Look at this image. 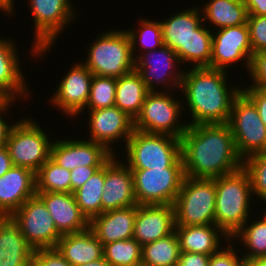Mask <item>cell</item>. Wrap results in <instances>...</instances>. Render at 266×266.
<instances>
[{"label": "cell", "mask_w": 266, "mask_h": 266, "mask_svg": "<svg viewBox=\"0 0 266 266\" xmlns=\"http://www.w3.org/2000/svg\"><path fill=\"white\" fill-rule=\"evenodd\" d=\"M185 176L214 179L242 168L228 123L188 125L181 137Z\"/></svg>", "instance_id": "cell-1"}, {"label": "cell", "mask_w": 266, "mask_h": 266, "mask_svg": "<svg viewBox=\"0 0 266 266\" xmlns=\"http://www.w3.org/2000/svg\"><path fill=\"white\" fill-rule=\"evenodd\" d=\"M227 78V71L210 67L184 70L179 91L192 119L187 125L228 123L233 101L242 87L230 86Z\"/></svg>", "instance_id": "cell-2"}, {"label": "cell", "mask_w": 266, "mask_h": 266, "mask_svg": "<svg viewBox=\"0 0 266 266\" xmlns=\"http://www.w3.org/2000/svg\"><path fill=\"white\" fill-rule=\"evenodd\" d=\"M175 13L160 21L164 45L176 52L180 63L210 67L213 30L205 27L201 8L193 6Z\"/></svg>", "instance_id": "cell-3"}, {"label": "cell", "mask_w": 266, "mask_h": 266, "mask_svg": "<svg viewBox=\"0 0 266 266\" xmlns=\"http://www.w3.org/2000/svg\"><path fill=\"white\" fill-rule=\"evenodd\" d=\"M252 197L250 177L243 167L216 178L215 224L230 240L250 218Z\"/></svg>", "instance_id": "cell-4"}, {"label": "cell", "mask_w": 266, "mask_h": 266, "mask_svg": "<svg viewBox=\"0 0 266 266\" xmlns=\"http://www.w3.org/2000/svg\"><path fill=\"white\" fill-rule=\"evenodd\" d=\"M125 146L130 169L184 168L180 138L134 129Z\"/></svg>", "instance_id": "cell-5"}, {"label": "cell", "mask_w": 266, "mask_h": 266, "mask_svg": "<svg viewBox=\"0 0 266 266\" xmlns=\"http://www.w3.org/2000/svg\"><path fill=\"white\" fill-rule=\"evenodd\" d=\"M86 62L96 76L120 78L134 70V58L129 35L122 29H110L96 36L89 45Z\"/></svg>", "instance_id": "cell-6"}, {"label": "cell", "mask_w": 266, "mask_h": 266, "mask_svg": "<svg viewBox=\"0 0 266 266\" xmlns=\"http://www.w3.org/2000/svg\"><path fill=\"white\" fill-rule=\"evenodd\" d=\"M173 206L175 226L215 224L216 178L185 176Z\"/></svg>", "instance_id": "cell-7"}, {"label": "cell", "mask_w": 266, "mask_h": 266, "mask_svg": "<svg viewBox=\"0 0 266 266\" xmlns=\"http://www.w3.org/2000/svg\"><path fill=\"white\" fill-rule=\"evenodd\" d=\"M31 16L34 22V39L32 55L37 58L46 56L55 45L58 36L66 25L76 19V8L70 0H28ZM72 21V22H71ZM55 41V42H54ZM45 53V54H44ZM42 56V57H41Z\"/></svg>", "instance_id": "cell-8"}, {"label": "cell", "mask_w": 266, "mask_h": 266, "mask_svg": "<svg viewBox=\"0 0 266 266\" xmlns=\"http://www.w3.org/2000/svg\"><path fill=\"white\" fill-rule=\"evenodd\" d=\"M173 94L172 91H149L140 114L134 120V129L181 139L188 125L180 122L184 106L179 99L175 100Z\"/></svg>", "instance_id": "cell-9"}, {"label": "cell", "mask_w": 266, "mask_h": 266, "mask_svg": "<svg viewBox=\"0 0 266 266\" xmlns=\"http://www.w3.org/2000/svg\"><path fill=\"white\" fill-rule=\"evenodd\" d=\"M40 124L34 119L17 121L7 139L6 148L14 166L24 167L37 173L50 158L53 143Z\"/></svg>", "instance_id": "cell-10"}, {"label": "cell", "mask_w": 266, "mask_h": 266, "mask_svg": "<svg viewBox=\"0 0 266 266\" xmlns=\"http://www.w3.org/2000/svg\"><path fill=\"white\" fill-rule=\"evenodd\" d=\"M228 125L240 157L266 151V127L258 114L256 105L241 91L234 99Z\"/></svg>", "instance_id": "cell-11"}, {"label": "cell", "mask_w": 266, "mask_h": 266, "mask_svg": "<svg viewBox=\"0 0 266 266\" xmlns=\"http://www.w3.org/2000/svg\"><path fill=\"white\" fill-rule=\"evenodd\" d=\"M138 205H173L185 179L184 168L131 169Z\"/></svg>", "instance_id": "cell-12"}, {"label": "cell", "mask_w": 266, "mask_h": 266, "mask_svg": "<svg viewBox=\"0 0 266 266\" xmlns=\"http://www.w3.org/2000/svg\"><path fill=\"white\" fill-rule=\"evenodd\" d=\"M178 67L181 68L178 55L166 45L140 53L134 60V69L139 73L148 91H159L156 85L160 88L161 84L166 89L162 88V91H179L184 71Z\"/></svg>", "instance_id": "cell-13"}, {"label": "cell", "mask_w": 266, "mask_h": 266, "mask_svg": "<svg viewBox=\"0 0 266 266\" xmlns=\"http://www.w3.org/2000/svg\"><path fill=\"white\" fill-rule=\"evenodd\" d=\"M10 217L34 250L55 248L62 237L44 202L37 195L25 201Z\"/></svg>", "instance_id": "cell-14"}, {"label": "cell", "mask_w": 266, "mask_h": 266, "mask_svg": "<svg viewBox=\"0 0 266 266\" xmlns=\"http://www.w3.org/2000/svg\"><path fill=\"white\" fill-rule=\"evenodd\" d=\"M253 50L246 24L215 30L212 33L210 68L228 72V66L243 62L249 73Z\"/></svg>", "instance_id": "cell-15"}, {"label": "cell", "mask_w": 266, "mask_h": 266, "mask_svg": "<svg viewBox=\"0 0 266 266\" xmlns=\"http://www.w3.org/2000/svg\"><path fill=\"white\" fill-rule=\"evenodd\" d=\"M92 77L93 73L77 61L56 86L57 91L52 94L51 104L67 116L79 117L86 110Z\"/></svg>", "instance_id": "cell-16"}, {"label": "cell", "mask_w": 266, "mask_h": 266, "mask_svg": "<svg viewBox=\"0 0 266 266\" xmlns=\"http://www.w3.org/2000/svg\"><path fill=\"white\" fill-rule=\"evenodd\" d=\"M88 112V140L102 144L110 153L118 155L113 149L114 142L123 140L125 146L134 130V120L115 105Z\"/></svg>", "instance_id": "cell-17"}, {"label": "cell", "mask_w": 266, "mask_h": 266, "mask_svg": "<svg viewBox=\"0 0 266 266\" xmlns=\"http://www.w3.org/2000/svg\"><path fill=\"white\" fill-rule=\"evenodd\" d=\"M77 139H54L50 158L67 170L80 166H103L112 156L102 144ZM86 140V141H85Z\"/></svg>", "instance_id": "cell-18"}, {"label": "cell", "mask_w": 266, "mask_h": 266, "mask_svg": "<svg viewBox=\"0 0 266 266\" xmlns=\"http://www.w3.org/2000/svg\"><path fill=\"white\" fill-rule=\"evenodd\" d=\"M117 156L113 155L104 164L102 213L138 205L134 194L132 170L123 161L121 163Z\"/></svg>", "instance_id": "cell-19"}, {"label": "cell", "mask_w": 266, "mask_h": 266, "mask_svg": "<svg viewBox=\"0 0 266 266\" xmlns=\"http://www.w3.org/2000/svg\"><path fill=\"white\" fill-rule=\"evenodd\" d=\"M175 225L173 205H137L133 238L143 246L168 236Z\"/></svg>", "instance_id": "cell-20"}, {"label": "cell", "mask_w": 266, "mask_h": 266, "mask_svg": "<svg viewBox=\"0 0 266 266\" xmlns=\"http://www.w3.org/2000/svg\"><path fill=\"white\" fill-rule=\"evenodd\" d=\"M36 195V173L13 166L0 177V217H9Z\"/></svg>", "instance_id": "cell-21"}, {"label": "cell", "mask_w": 266, "mask_h": 266, "mask_svg": "<svg viewBox=\"0 0 266 266\" xmlns=\"http://www.w3.org/2000/svg\"><path fill=\"white\" fill-rule=\"evenodd\" d=\"M36 195L44 202L61 235L79 233L89 228V221L81 213L73 193L36 192Z\"/></svg>", "instance_id": "cell-22"}, {"label": "cell", "mask_w": 266, "mask_h": 266, "mask_svg": "<svg viewBox=\"0 0 266 266\" xmlns=\"http://www.w3.org/2000/svg\"><path fill=\"white\" fill-rule=\"evenodd\" d=\"M13 39L0 37V98L16 100L27 98L30 94L27 80L22 72L21 63ZM26 84V85H25ZM19 97V98H18Z\"/></svg>", "instance_id": "cell-23"}, {"label": "cell", "mask_w": 266, "mask_h": 266, "mask_svg": "<svg viewBox=\"0 0 266 266\" xmlns=\"http://www.w3.org/2000/svg\"><path fill=\"white\" fill-rule=\"evenodd\" d=\"M136 214L137 205L108 210L95 216L89 222V228L102 245L131 239L133 238Z\"/></svg>", "instance_id": "cell-24"}, {"label": "cell", "mask_w": 266, "mask_h": 266, "mask_svg": "<svg viewBox=\"0 0 266 266\" xmlns=\"http://www.w3.org/2000/svg\"><path fill=\"white\" fill-rule=\"evenodd\" d=\"M34 251L14 220L0 217V266H26Z\"/></svg>", "instance_id": "cell-25"}, {"label": "cell", "mask_w": 266, "mask_h": 266, "mask_svg": "<svg viewBox=\"0 0 266 266\" xmlns=\"http://www.w3.org/2000/svg\"><path fill=\"white\" fill-rule=\"evenodd\" d=\"M175 233L178 236L181 252L209 256L222 248L221 244L224 243H221V239L224 238L227 242L230 240L216 224L175 226Z\"/></svg>", "instance_id": "cell-26"}, {"label": "cell", "mask_w": 266, "mask_h": 266, "mask_svg": "<svg viewBox=\"0 0 266 266\" xmlns=\"http://www.w3.org/2000/svg\"><path fill=\"white\" fill-rule=\"evenodd\" d=\"M55 248L72 266H81L103 258V245L90 228L62 235Z\"/></svg>", "instance_id": "cell-27"}, {"label": "cell", "mask_w": 266, "mask_h": 266, "mask_svg": "<svg viewBox=\"0 0 266 266\" xmlns=\"http://www.w3.org/2000/svg\"><path fill=\"white\" fill-rule=\"evenodd\" d=\"M148 92L139 73L134 69L117 78L114 105L135 120Z\"/></svg>", "instance_id": "cell-28"}, {"label": "cell", "mask_w": 266, "mask_h": 266, "mask_svg": "<svg viewBox=\"0 0 266 266\" xmlns=\"http://www.w3.org/2000/svg\"><path fill=\"white\" fill-rule=\"evenodd\" d=\"M203 6V22L208 20L206 22L214 24L216 30L247 23L248 13L244 0H208Z\"/></svg>", "instance_id": "cell-29"}, {"label": "cell", "mask_w": 266, "mask_h": 266, "mask_svg": "<svg viewBox=\"0 0 266 266\" xmlns=\"http://www.w3.org/2000/svg\"><path fill=\"white\" fill-rule=\"evenodd\" d=\"M181 249L177 234L168 236L142 246L141 263L144 266H178Z\"/></svg>", "instance_id": "cell-30"}, {"label": "cell", "mask_w": 266, "mask_h": 266, "mask_svg": "<svg viewBox=\"0 0 266 266\" xmlns=\"http://www.w3.org/2000/svg\"><path fill=\"white\" fill-rule=\"evenodd\" d=\"M104 186V165L100 167L73 194L81 213L90 222L95 216L102 214L101 197Z\"/></svg>", "instance_id": "cell-31"}, {"label": "cell", "mask_w": 266, "mask_h": 266, "mask_svg": "<svg viewBox=\"0 0 266 266\" xmlns=\"http://www.w3.org/2000/svg\"><path fill=\"white\" fill-rule=\"evenodd\" d=\"M261 217L256 220L249 219L244 223L242 228L232 237L233 240L240 239L243 247L246 248L242 253L245 261L255 259L258 257L266 256V210L263 209ZM261 218V219H260Z\"/></svg>", "instance_id": "cell-32"}, {"label": "cell", "mask_w": 266, "mask_h": 266, "mask_svg": "<svg viewBox=\"0 0 266 266\" xmlns=\"http://www.w3.org/2000/svg\"><path fill=\"white\" fill-rule=\"evenodd\" d=\"M70 174L49 158L36 173V192L71 193Z\"/></svg>", "instance_id": "cell-33"}, {"label": "cell", "mask_w": 266, "mask_h": 266, "mask_svg": "<svg viewBox=\"0 0 266 266\" xmlns=\"http://www.w3.org/2000/svg\"><path fill=\"white\" fill-rule=\"evenodd\" d=\"M139 21L140 22L138 25L140 26H138L139 28L138 30L137 29L125 30L130 38L131 50L134 60L139 56L140 50L143 49L141 53H144L147 51L158 49L164 45L160 21L159 22H157L156 20L151 21L143 18L142 20ZM138 42H140V44ZM136 45H138L137 47L139 49L136 47Z\"/></svg>", "instance_id": "cell-34"}, {"label": "cell", "mask_w": 266, "mask_h": 266, "mask_svg": "<svg viewBox=\"0 0 266 266\" xmlns=\"http://www.w3.org/2000/svg\"><path fill=\"white\" fill-rule=\"evenodd\" d=\"M103 257L111 266L141 264L142 246L134 238L103 245Z\"/></svg>", "instance_id": "cell-35"}, {"label": "cell", "mask_w": 266, "mask_h": 266, "mask_svg": "<svg viewBox=\"0 0 266 266\" xmlns=\"http://www.w3.org/2000/svg\"><path fill=\"white\" fill-rule=\"evenodd\" d=\"M117 78L93 75L87 110L114 106Z\"/></svg>", "instance_id": "cell-36"}, {"label": "cell", "mask_w": 266, "mask_h": 266, "mask_svg": "<svg viewBox=\"0 0 266 266\" xmlns=\"http://www.w3.org/2000/svg\"><path fill=\"white\" fill-rule=\"evenodd\" d=\"M242 167L248 173L254 197L266 202V151L253 154L243 160Z\"/></svg>", "instance_id": "cell-37"}, {"label": "cell", "mask_w": 266, "mask_h": 266, "mask_svg": "<svg viewBox=\"0 0 266 266\" xmlns=\"http://www.w3.org/2000/svg\"><path fill=\"white\" fill-rule=\"evenodd\" d=\"M247 26L253 54L266 50V16L248 15Z\"/></svg>", "instance_id": "cell-38"}, {"label": "cell", "mask_w": 266, "mask_h": 266, "mask_svg": "<svg viewBox=\"0 0 266 266\" xmlns=\"http://www.w3.org/2000/svg\"><path fill=\"white\" fill-rule=\"evenodd\" d=\"M233 240H229L228 246H224L217 253L212 254L209 258L208 266H244L245 260L242 257V254L238 253V250H235V246H232ZM238 253V254H237Z\"/></svg>", "instance_id": "cell-39"}, {"label": "cell", "mask_w": 266, "mask_h": 266, "mask_svg": "<svg viewBox=\"0 0 266 266\" xmlns=\"http://www.w3.org/2000/svg\"><path fill=\"white\" fill-rule=\"evenodd\" d=\"M249 76L252 82L250 86L266 89V50L253 54Z\"/></svg>", "instance_id": "cell-40"}, {"label": "cell", "mask_w": 266, "mask_h": 266, "mask_svg": "<svg viewBox=\"0 0 266 266\" xmlns=\"http://www.w3.org/2000/svg\"><path fill=\"white\" fill-rule=\"evenodd\" d=\"M33 260L39 266H72L56 248L36 249Z\"/></svg>", "instance_id": "cell-41"}, {"label": "cell", "mask_w": 266, "mask_h": 266, "mask_svg": "<svg viewBox=\"0 0 266 266\" xmlns=\"http://www.w3.org/2000/svg\"><path fill=\"white\" fill-rule=\"evenodd\" d=\"M242 91L253 101L256 105L258 114L266 127V89L259 87H243Z\"/></svg>", "instance_id": "cell-42"}, {"label": "cell", "mask_w": 266, "mask_h": 266, "mask_svg": "<svg viewBox=\"0 0 266 266\" xmlns=\"http://www.w3.org/2000/svg\"><path fill=\"white\" fill-rule=\"evenodd\" d=\"M102 166H78L71 171V193L79 189Z\"/></svg>", "instance_id": "cell-43"}, {"label": "cell", "mask_w": 266, "mask_h": 266, "mask_svg": "<svg viewBox=\"0 0 266 266\" xmlns=\"http://www.w3.org/2000/svg\"><path fill=\"white\" fill-rule=\"evenodd\" d=\"M15 100H1L0 101V147L6 145L9 134L17 121H14L13 124H8L5 121V117L7 116V111H10L9 108L12 107L15 103ZM13 104V105H11ZM5 114V115H4ZM4 115L5 117H3Z\"/></svg>", "instance_id": "cell-44"}, {"label": "cell", "mask_w": 266, "mask_h": 266, "mask_svg": "<svg viewBox=\"0 0 266 266\" xmlns=\"http://www.w3.org/2000/svg\"><path fill=\"white\" fill-rule=\"evenodd\" d=\"M209 255L181 252L178 266H208Z\"/></svg>", "instance_id": "cell-45"}, {"label": "cell", "mask_w": 266, "mask_h": 266, "mask_svg": "<svg viewBox=\"0 0 266 266\" xmlns=\"http://www.w3.org/2000/svg\"><path fill=\"white\" fill-rule=\"evenodd\" d=\"M248 15L266 16V0H244Z\"/></svg>", "instance_id": "cell-46"}, {"label": "cell", "mask_w": 266, "mask_h": 266, "mask_svg": "<svg viewBox=\"0 0 266 266\" xmlns=\"http://www.w3.org/2000/svg\"><path fill=\"white\" fill-rule=\"evenodd\" d=\"M13 166L6 146L0 147V177Z\"/></svg>", "instance_id": "cell-47"}, {"label": "cell", "mask_w": 266, "mask_h": 266, "mask_svg": "<svg viewBox=\"0 0 266 266\" xmlns=\"http://www.w3.org/2000/svg\"><path fill=\"white\" fill-rule=\"evenodd\" d=\"M15 0H0V11H3L2 13L9 15H14V8L15 7ZM13 13V14H12Z\"/></svg>", "instance_id": "cell-48"}, {"label": "cell", "mask_w": 266, "mask_h": 266, "mask_svg": "<svg viewBox=\"0 0 266 266\" xmlns=\"http://www.w3.org/2000/svg\"><path fill=\"white\" fill-rule=\"evenodd\" d=\"M245 266H266V256L245 261Z\"/></svg>", "instance_id": "cell-49"}, {"label": "cell", "mask_w": 266, "mask_h": 266, "mask_svg": "<svg viewBox=\"0 0 266 266\" xmlns=\"http://www.w3.org/2000/svg\"><path fill=\"white\" fill-rule=\"evenodd\" d=\"M81 266H111V265L103 257L95 261H92L90 263H85L84 265Z\"/></svg>", "instance_id": "cell-50"}, {"label": "cell", "mask_w": 266, "mask_h": 266, "mask_svg": "<svg viewBox=\"0 0 266 266\" xmlns=\"http://www.w3.org/2000/svg\"><path fill=\"white\" fill-rule=\"evenodd\" d=\"M26 266H39L34 260H31Z\"/></svg>", "instance_id": "cell-51"}]
</instances>
